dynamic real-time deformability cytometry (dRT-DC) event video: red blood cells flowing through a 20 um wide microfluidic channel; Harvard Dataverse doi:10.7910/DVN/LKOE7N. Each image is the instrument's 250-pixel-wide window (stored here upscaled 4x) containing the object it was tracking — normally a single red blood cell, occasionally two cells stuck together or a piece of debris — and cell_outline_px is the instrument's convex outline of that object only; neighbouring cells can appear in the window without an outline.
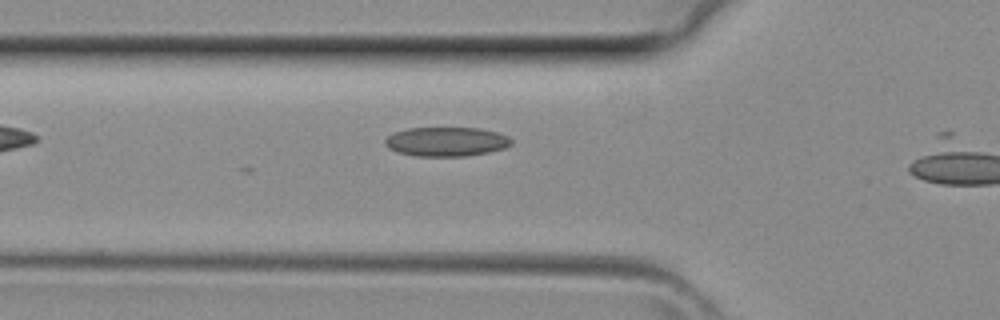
{"species": "common noctule bat (a hibernating species)", "species_latin": "Nyctalus noctula", "temperature_condition": "room temperature", "stored_images_in_passage": 3, "camera_frame_rate_fps": 3000, "um_per_image_px": 0.085, "animal": {"sex": "female", "body_mass_g": 29.2, "forearm_length_mm": 56.3}, "frame": {"image": 1, "passage_image": 2, "time_ms": 0.333, "image_size_px": [1000, 320], "cell_outline_px": [[512, 144], [504, 148], [488, 152], [464, 156], [416, 156], [396, 152], [388, 148], [384, 144], [384, 140], [392, 132], [408, 128], [480, 128], [496, 132], [508, 136], [512, 140]], "centroid_in_image_um": [37.9, 12.04], "position_along_channel_um": 87.9, "area_um2": 21.62}}